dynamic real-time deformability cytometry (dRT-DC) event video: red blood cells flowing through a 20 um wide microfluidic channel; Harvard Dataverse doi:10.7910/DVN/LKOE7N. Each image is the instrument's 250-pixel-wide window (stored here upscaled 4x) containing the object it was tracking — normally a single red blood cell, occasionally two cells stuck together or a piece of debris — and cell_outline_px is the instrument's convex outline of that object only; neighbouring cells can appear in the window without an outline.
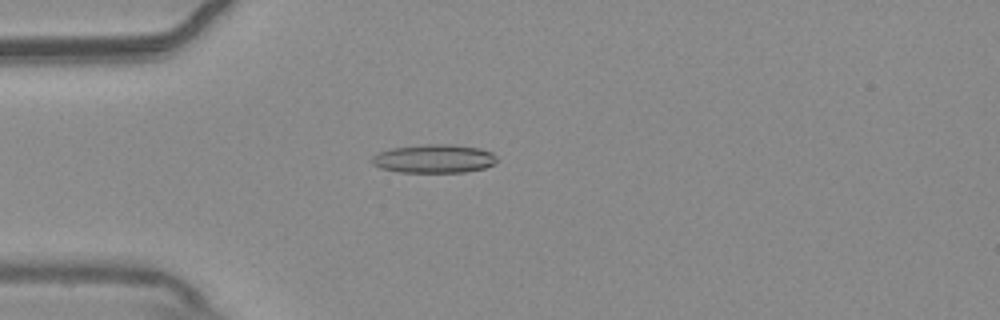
{"species": "common noctule bat (a hibernating species)", "species_latin": "Nyctalus noctula", "temperature_condition": "warm", "stored_images_in_passage": 46, "camera_frame_rate_fps": 3000, "um_per_image_px": 0.085, "animal": {"sex": "male", "body_mass_g": 20.4}, "frame": {"image": 1, "passage_image": 7, "time_ms": 2.0, "image_size_px": [1000, 320], "cell_outline_px": [[500, 160], [484, 168], [464, 172], [400, 172], [380, 168], [372, 164], [368, 160], [372, 156], [380, 152], [392, 148], [424, 144], [452, 144], [480, 148], [492, 152]], "centroid_in_image_um": [36.89, 13.48], "position_along_channel_um": 48.1, "area_um2": 20.98}}
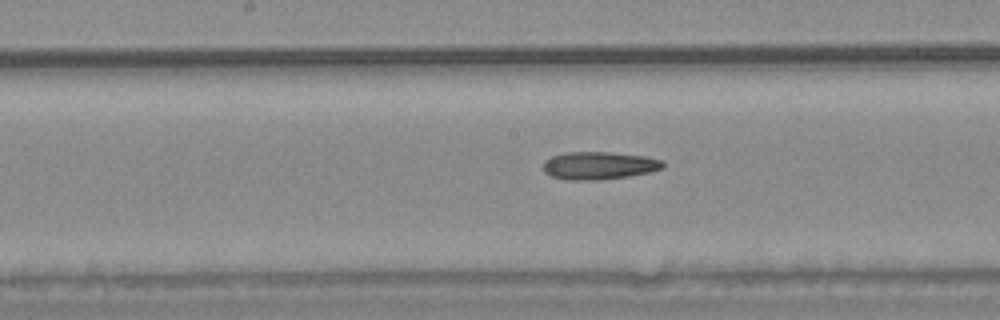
{"frame": {"image": 2, "passage_image": 20, "time_ms": 6.333, "image_size_px": [1000, 320], "cell_outline_px": [[664, 168], [652, 172], [628, 176], [600, 180], [568, 180], [552, 176], [544, 172], [544, 160], [552, 156], [564, 152], [608, 152], [644, 156], [660, 160], [664, 164]], "centroid_in_image_um": [50.91, 14.07], "position_along_channel_um": 197.3, "area_um2": 19.36}}
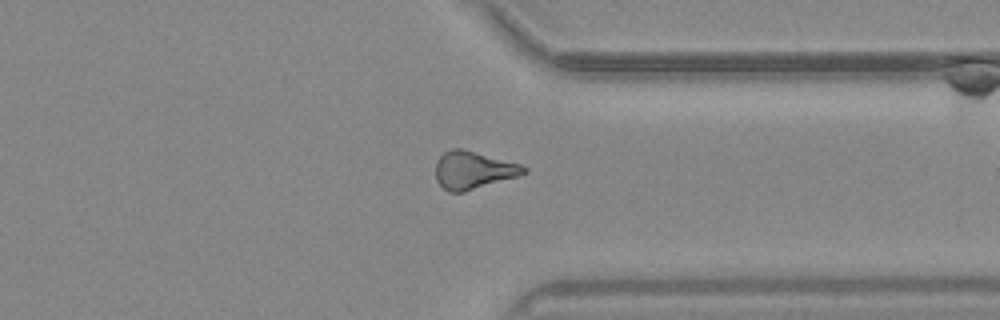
{"frame": {"image": 3, "passage_image": 34, "time_ms": 11.0, "image_size_px": [1000, 320], "cell_outline_px": [[528, 172], [516, 176], [464, 192], [448, 192], [436, 180], [436, 160], [444, 152], [452, 148], [464, 148], [520, 164], [528, 168]], "centroid_in_image_um": [40.21, 14.44], "position_along_channel_um": 371.2, "area_um2": 19.31}, "authors_computed_cell_mechanics": {"area_um2": 19.363, "velocity_mm_per_s": 3.7516, "shape_relaxation_time_tau1_ms": 8.3738, "shape_relaxation_time_tau2_ms": 3.544, "deformation_change_tau1": 0.1582, "deformation_change_tau2": 0.1356}}